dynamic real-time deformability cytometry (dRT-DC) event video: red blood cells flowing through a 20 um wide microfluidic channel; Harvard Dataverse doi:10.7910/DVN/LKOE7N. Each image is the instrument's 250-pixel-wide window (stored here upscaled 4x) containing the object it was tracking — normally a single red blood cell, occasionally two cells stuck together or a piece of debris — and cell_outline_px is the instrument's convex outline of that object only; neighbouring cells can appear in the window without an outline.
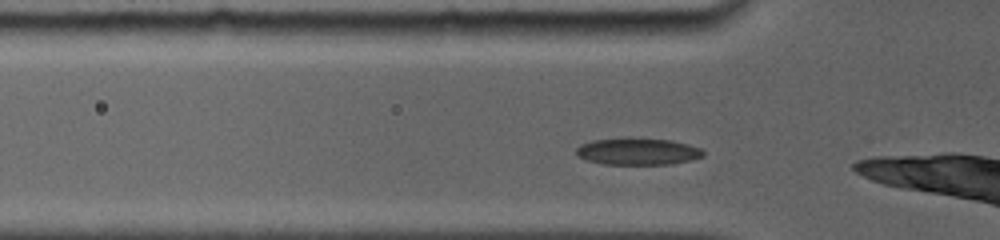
{"species": "common noctule bat (a hibernating species)", "species_latin": "Nyctalus noctula", "temperature_condition": "room temperature", "stored_images_in_passage": 36, "camera_frame_rate_fps": 5000, "um_per_image_px": 0.085, "animal": {"sex": "female", "body_mass_g": 19.0, "forearm_length_mm": 56.7}, "frame": {"image": 1, "passage_image": 3, "time_ms": 0.6, "image_size_px": [1000, 240], "cell_outline_px": [[704, 156], [692, 160], [672, 164], [604, 164], [588, 160], [580, 156], [576, 152], [576, 148], [580, 144], [592, 140], [628, 136], [672, 140], [688, 144], [700, 148], [704, 152]], "centroid_in_image_um": [54.22, 12.84], "position_along_channel_um": 71.6, "area_um2": 20.29}}
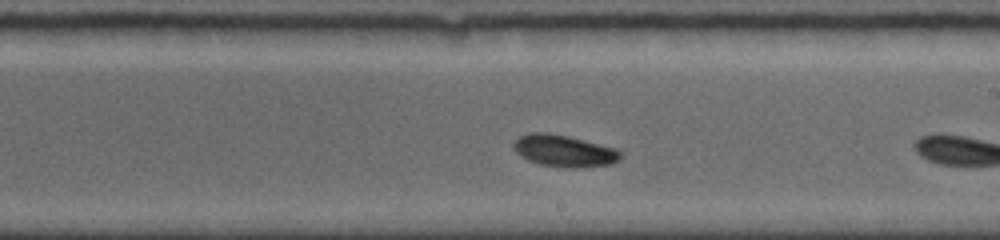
{"frame": {"image": 2, "passage_image": 17, "time_ms": 5.0, "image_size_px": [1000, 240], "cell_outline_px": [[620, 160], [612, 164], [580, 168], [564, 168], [540, 164], [528, 160], [520, 156], [512, 148], [512, 144], [520, 136], [528, 132], [548, 132], [568, 136], [616, 148], [620, 152]], "centroid_in_image_um": [47.92, 12.83], "position_along_channel_um": 241.1, "area_um2": 20.06}}
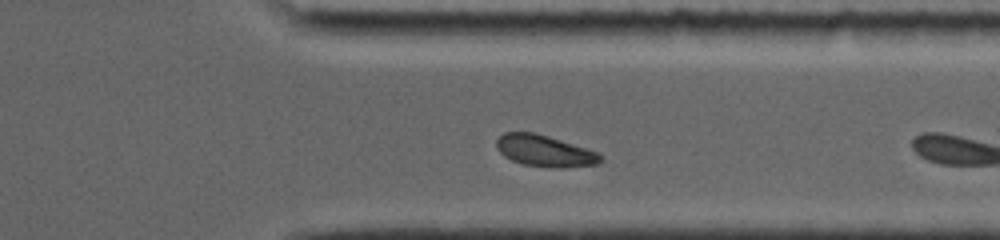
{"frame": {"image": 3, "passage_image": 29, "time_ms": 8.2, "image_size_px": [1000, 240], "cell_outline_px": [[604, 160], [600, 164], [560, 168], [524, 164], [512, 160], [504, 156], [496, 148], [496, 140], [504, 132], [536, 132], [596, 152]], "centroid_in_image_um": [46.27, 12.82], "position_along_channel_um": 365.1, "area_um2": 18.84}, "authors_computed_cell_mechanics": {"area_um2": 19.4208, "velocity_mm_per_s": 3.8591, "shape_relaxation_time_tau1_ms": 2.9451, "shape_relaxation_time_tau2_ms": null, "deformation_change_tau1": 0.113, "deformation_change_tau2": null}}